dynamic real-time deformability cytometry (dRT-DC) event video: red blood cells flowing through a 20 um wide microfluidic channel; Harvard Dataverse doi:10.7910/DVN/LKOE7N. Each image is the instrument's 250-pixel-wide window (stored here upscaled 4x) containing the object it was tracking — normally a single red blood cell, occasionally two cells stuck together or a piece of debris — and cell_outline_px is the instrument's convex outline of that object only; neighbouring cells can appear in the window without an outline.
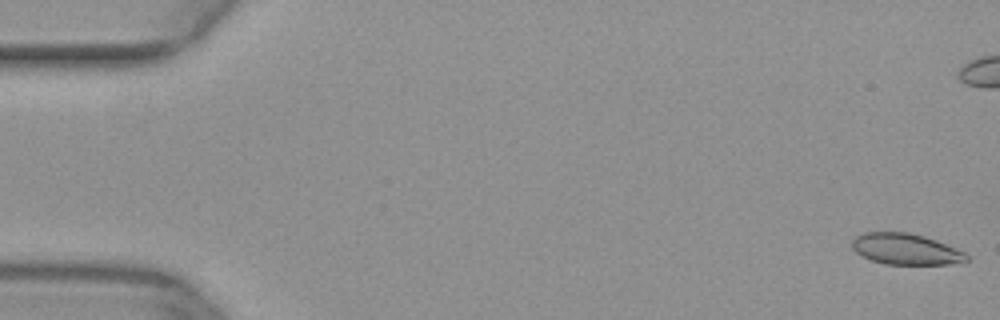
{"species": "common noctule bat (a hibernating species)", "species_latin": "Nyctalus noctula", "temperature_condition": "warm", "stored_images_in_passage": 52, "camera_frame_rate_fps": 3000, "um_per_image_px": 0.085, "animal": {"sex": "female", "body_mass_g": 29.2, "forearm_length_mm": 56.3}, "frame": {"image": 1, "passage_image": 1, "time_ms": 0.0, "image_size_px": [1000, 320], "cell_outline_px": [[968, 260], [948, 264], [884, 264], [860, 256], [852, 248], [852, 240], [856, 236], [864, 232], [908, 232], [924, 236], [936, 240], [964, 252], [968, 256]], "centroid_in_image_um": [76.94, 21.17], "position_along_channel_um": 8.1, "area_um2": 20.63}}
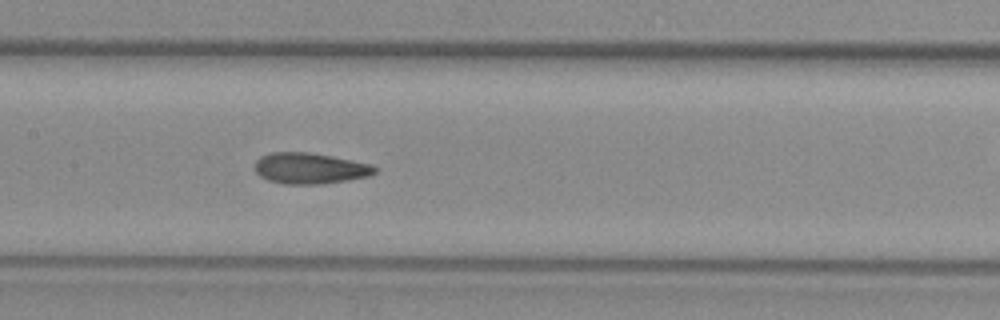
{"frame": {"image": 2, "passage_image": 25, "time_ms": 8.0, "image_size_px": [1000, 320], "cell_outline_px": [[380, 168], [376, 172], [368, 176], [348, 180], [324, 184], [284, 184], [268, 180], [260, 176], [256, 172], [256, 160], [260, 156], [272, 152], [308, 152], [332, 156], [372, 164]], "centroid_in_image_um": [26.37, 14.31], "position_along_channel_um": 181.0, "area_um2": 21.79}}
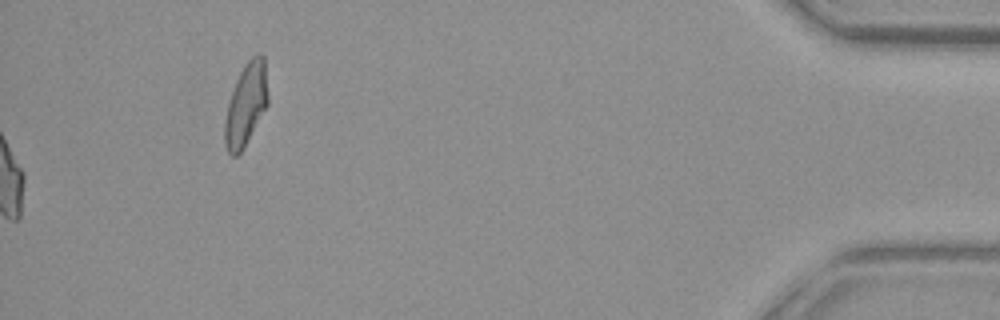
{"frame": {"image": 3, "passage_image": 52, "time_ms": 17.0, "image_size_px": [1000, 320], "cell_outline_px": [[268, 104], [244, 148], [236, 156], [232, 156], [228, 152], [224, 144], [224, 120], [228, 104], [236, 80], [244, 64], [256, 52], [260, 52], [264, 56], [268, 96]], "centroid_in_image_um": [20.91, 8.87], "position_along_channel_um": 414.3, "area_um2": 20.87}}